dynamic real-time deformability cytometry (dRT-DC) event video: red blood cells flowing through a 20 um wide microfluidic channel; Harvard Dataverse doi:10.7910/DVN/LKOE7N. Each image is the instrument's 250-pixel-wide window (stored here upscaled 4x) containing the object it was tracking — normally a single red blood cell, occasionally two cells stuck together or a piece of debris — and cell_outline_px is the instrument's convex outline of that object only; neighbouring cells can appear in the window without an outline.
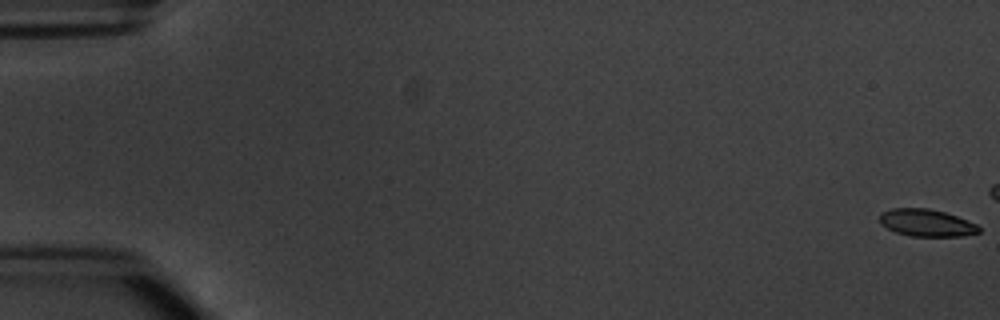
{"species": "common noctule bat (a hibernating species)", "species_latin": "Nyctalus noctula", "temperature_condition": "warm", "stored_images_in_passage": 6, "camera_frame_rate_fps": 3000, "um_per_image_px": 0.085, "animal": {"sex": "male", "body_mass_g": 20.1, "forearm_length_mm": 53.5}, "frame": {"image": 1, "passage_image": 1, "time_ms": 0.0, "image_size_px": [1000, 320], "cell_outline_px": [[980, 232], [964, 236], [908, 236], [896, 232], [880, 224], [880, 212], [892, 208], [928, 208], [944, 212], [968, 220], [976, 224], [980, 228]], "centroid_in_image_um": [78.74, 18.94], "position_along_channel_um": 6.3, "area_um2": 15.78}}